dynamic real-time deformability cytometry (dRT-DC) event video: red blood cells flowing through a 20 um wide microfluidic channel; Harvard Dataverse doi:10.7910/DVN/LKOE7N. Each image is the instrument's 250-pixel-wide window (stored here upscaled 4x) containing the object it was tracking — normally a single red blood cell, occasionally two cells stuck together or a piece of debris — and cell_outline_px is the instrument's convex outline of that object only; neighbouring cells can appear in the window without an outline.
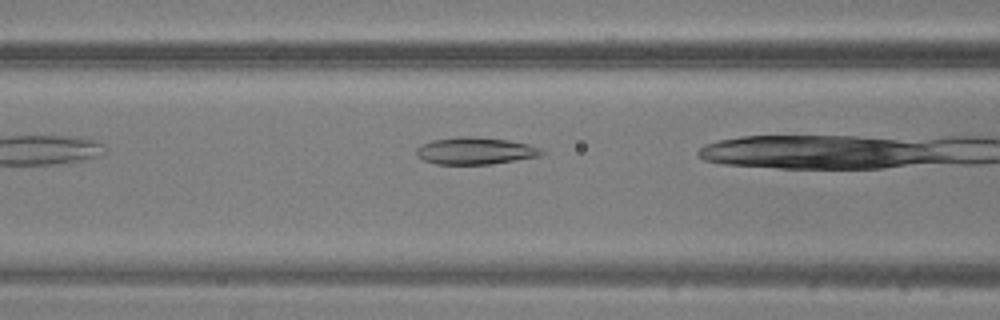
{"species": "common noctule bat (a hibernating species)", "species_latin": "Nyctalus noctula", "temperature_condition": "warm", "stored_images_in_passage": 5, "camera_frame_rate_fps": 3000, "um_per_image_px": 0.085, "animal": {"sex": "male", "body_mass_g": 20.5, "forearm_length_mm": 52.5}, "frame": {"image": 1, "passage_image": 4, "time_ms": 1.0, "image_size_px": [1000, 320], "cell_outline_px": [[544, 152], [540, 156], [492, 164], [436, 164], [424, 160], [416, 156], [416, 148], [420, 144], [432, 140], [456, 136], [472, 136], [508, 140], [528, 144], [540, 148]], "centroid_in_image_um": [40.36, 12.81], "position_along_channel_um": 126.2, "area_um2": 19.88}}